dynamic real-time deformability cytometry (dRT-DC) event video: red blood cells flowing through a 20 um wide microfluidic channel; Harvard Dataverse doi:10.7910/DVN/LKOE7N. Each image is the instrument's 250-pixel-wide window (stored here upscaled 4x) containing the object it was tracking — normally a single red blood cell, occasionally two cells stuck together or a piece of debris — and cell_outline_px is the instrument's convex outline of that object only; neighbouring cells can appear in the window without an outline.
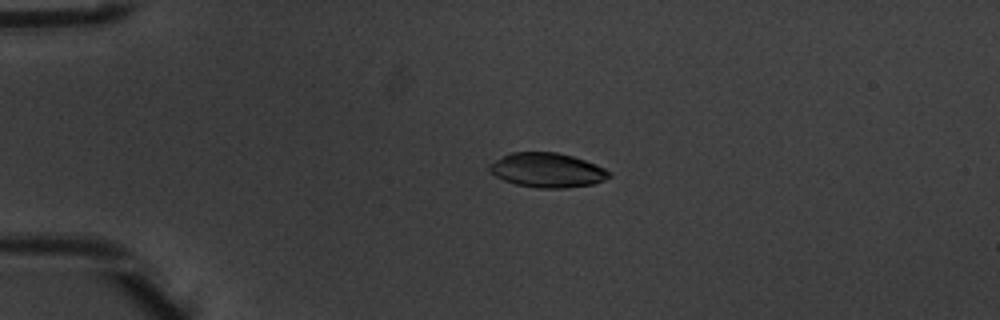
{"species": "common noctule bat (a hibernating species)", "species_latin": "Nyctalus noctula", "temperature_condition": "warm", "stored_images_in_passage": 5, "camera_frame_rate_fps": 3000, "um_per_image_px": 0.085, "animal": {"sex": "male", "body_mass_g": 20.1, "forearm_length_mm": 53.5}, "frame": {"image": 1, "passage_image": 4, "time_ms": 1.0, "image_size_px": [1000, 320], "cell_outline_px": [[612, 176], [604, 180], [592, 184], [564, 188], [540, 188], [516, 184], [504, 180], [496, 176], [488, 168], [488, 164], [512, 152], [556, 152], [572, 156], [596, 164], [612, 172]], "centroid_in_image_um": [46.54, 14.46], "position_along_channel_um": 38.5, "area_um2": 23.87}}